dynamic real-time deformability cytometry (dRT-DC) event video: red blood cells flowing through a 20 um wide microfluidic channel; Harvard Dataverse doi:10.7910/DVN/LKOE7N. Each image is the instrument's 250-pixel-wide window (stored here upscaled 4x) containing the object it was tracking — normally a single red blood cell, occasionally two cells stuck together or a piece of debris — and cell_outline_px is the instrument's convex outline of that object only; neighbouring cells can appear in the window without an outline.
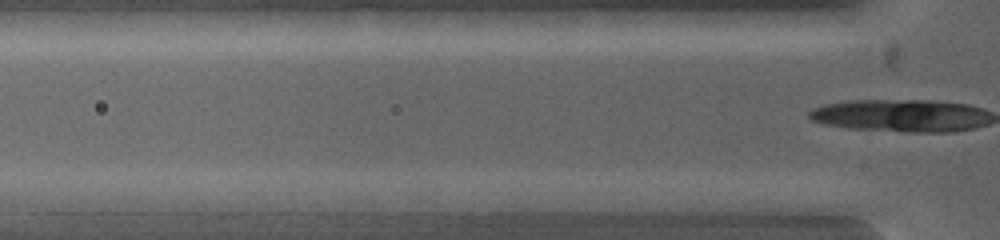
{"species": "common noctule bat (a hibernating species)", "species_latin": "Nyctalus noctula", "temperature_condition": "warm", "stored_images_in_passage": 4, "camera_frame_rate_fps": 5000, "um_per_image_px": 0.085, "animal": {"sex": "female", "body_mass_g": 19.0, "forearm_length_mm": 53.3}, "frame": {"image": 1, "passage_image": 4, "time_ms": 0.4, "image_size_px": [1000, 240], "cell_outline_px": [[580, 200], [572, 212], [496, 212], [496, 200], [512, 192], [560, 192]], "centroid_in_image_um": [45.59, 17.21], "position_along_channel_um": 80.2, "area_um2": 10.75}}